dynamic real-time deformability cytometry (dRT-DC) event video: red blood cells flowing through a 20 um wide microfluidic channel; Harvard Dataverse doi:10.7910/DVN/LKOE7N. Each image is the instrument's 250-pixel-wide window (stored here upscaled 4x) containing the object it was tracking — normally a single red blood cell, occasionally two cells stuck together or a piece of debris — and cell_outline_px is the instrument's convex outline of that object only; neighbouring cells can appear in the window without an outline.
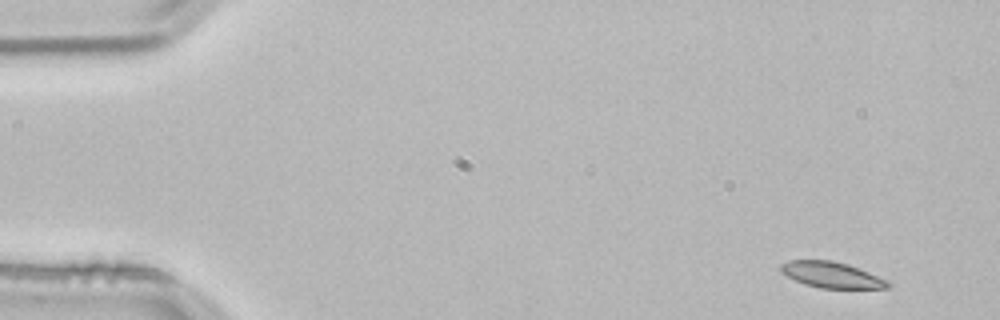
{"species": "common noctule bat (a hibernating species)", "species_latin": "Nyctalus noctula", "temperature_condition": "room temperature", "stored_images_in_passage": 53, "camera_frame_rate_fps": 3000, "um_per_image_px": 0.085, "animal": {"sex": "male", "body_mass_g": 21.5, "forearm_length_mm": 52.0}, "frame": {"image": 1, "passage_image": 3, "time_ms": 0.667, "image_size_px": [1000, 320], "cell_outline_px": [[892, 284], [888, 288], [820, 288], [804, 284], [780, 272], [780, 264], [788, 260], [832, 260], [848, 264], [888, 280]], "centroid_in_image_um": [70.68, 23.36], "position_along_channel_um": 14.3, "area_um2": 16.18}}
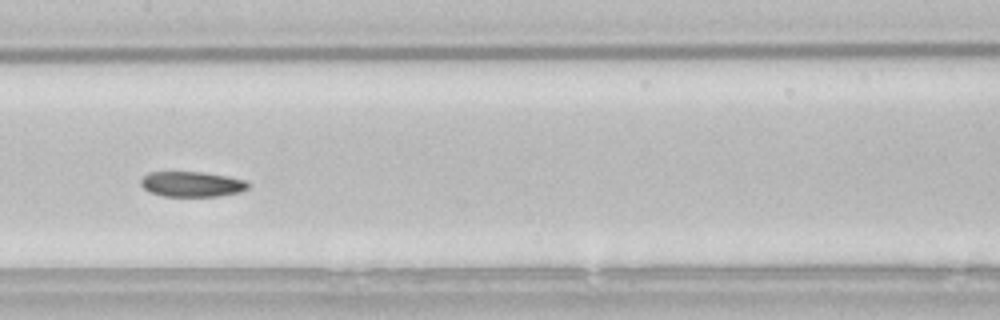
{"frame": {"image": 2, "passage_image": 26, "time_ms": 8.333, "image_size_px": [1000, 320], "cell_outline_px": [[248, 188], [240, 192], [220, 196], [164, 196], [152, 192], [144, 188], [140, 184], [140, 180], [148, 172], [204, 172], [228, 176], [248, 180]], "centroid_in_image_um": [16.34, 15.64], "position_along_channel_um": 191.1, "area_um2": 15.84}}
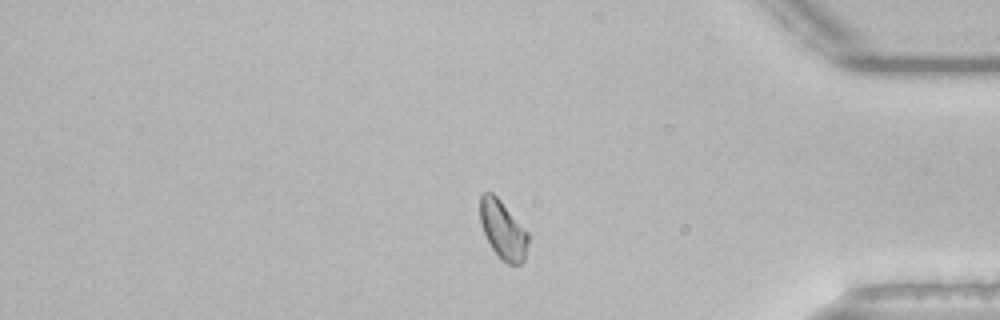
{"frame": {"image": 3, "passage_image": 44, "time_ms": 14.333, "image_size_px": [1000, 320], "cell_outline_px": [[528, 244], [524, 260], [520, 264], [508, 264], [500, 260], [492, 248], [484, 232], [480, 220], [480, 196], [484, 192], [492, 192], [500, 200], [528, 232]], "centroid_in_image_um": [42.75, 19.55], "position_along_channel_um": 392.5, "area_um2": 16.24}, "authors_computed_cell_mechanics": {"area_um2": 16.5886, "velocity_mm_per_s": 3.8028, "shape_relaxation_time_tau1_ms": 7.1325, "shape_relaxation_time_tau2_ms": null, "deformation_change_tau1": 0.1057, "deformation_change_tau2": null}}